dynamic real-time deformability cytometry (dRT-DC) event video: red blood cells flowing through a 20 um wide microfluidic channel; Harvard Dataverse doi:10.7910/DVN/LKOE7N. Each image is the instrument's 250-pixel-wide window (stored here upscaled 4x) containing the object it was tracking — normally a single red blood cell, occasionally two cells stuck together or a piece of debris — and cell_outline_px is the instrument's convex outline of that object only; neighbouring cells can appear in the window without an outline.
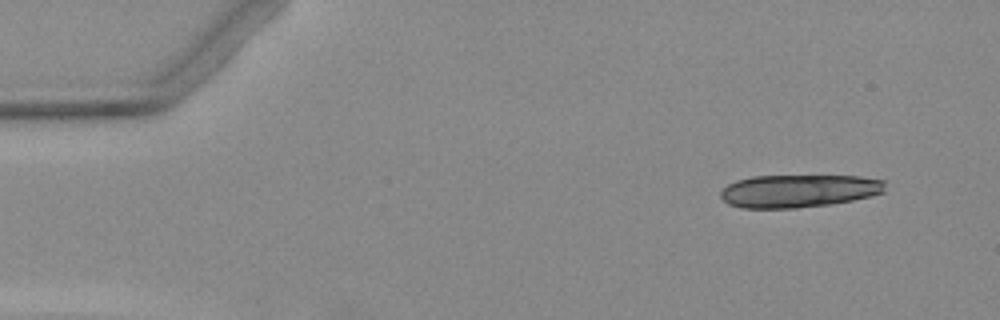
{"species": "Egyptian fruit bat (a non-hibernating species)", "species_latin": "Rousettus aegyptiacus", "temperature_condition": "warm", "stored_images_in_passage": 5, "camera_frame_rate_fps": 3000, "um_per_image_px": 0.085, "animal": {"sex": "female"}, "frame": {"image": 1, "passage_image": 1, "time_ms": 0.0, "image_size_px": [1000, 320], "cell_outline_px": [[884, 192], [852, 200], [828, 204], [796, 208], [740, 208], [728, 204], [720, 196], [720, 192], [728, 184], [736, 180], [752, 176], [860, 176], [884, 180]], "centroid_in_image_um": [67.84, 16.22], "position_along_channel_um": 17.2, "area_um2": 31.39}}